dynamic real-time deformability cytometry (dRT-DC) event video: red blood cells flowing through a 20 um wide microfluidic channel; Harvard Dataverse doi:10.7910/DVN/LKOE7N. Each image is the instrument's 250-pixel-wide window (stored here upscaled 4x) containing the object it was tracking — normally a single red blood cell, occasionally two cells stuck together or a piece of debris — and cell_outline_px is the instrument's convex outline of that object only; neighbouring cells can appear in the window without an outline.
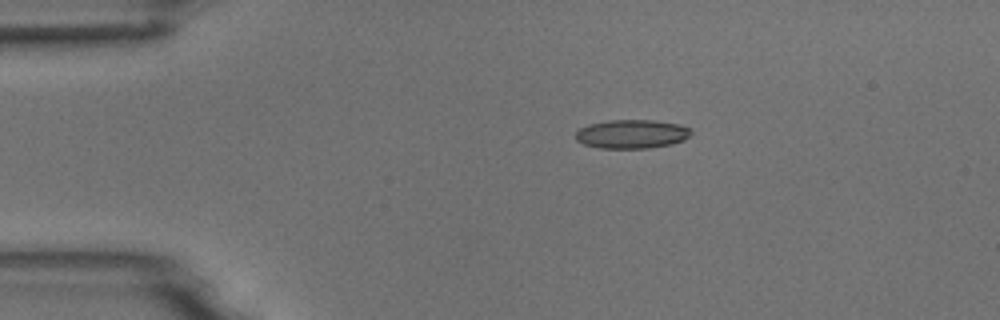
{"species": "common noctule bat (a hibernating species)", "species_latin": "Nyctalus noctula", "temperature_condition": "room temperature", "stored_images_in_passage": 7, "camera_frame_rate_fps": 3000, "um_per_image_px": 0.085, "animal": {"sex": "male", "body_mass_g": 18.8}, "frame": {"image": 1, "passage_image": 1, "time_ms": 0.0, "image_size_px": [1000, 320], "cell_outline_px": [[692, 132], [684, 140], [672, 144], [648, 148], [600, 148], [584, 144], [576, 140], [576, 132], [580, 128], [588, 124], [608, 120], [652, 120], [676, 124], [692, 128]], "centroid_in_image_um": [53.7, 11.39], "position_along_channel_um": 31.3, "area_um2": 19.36}}